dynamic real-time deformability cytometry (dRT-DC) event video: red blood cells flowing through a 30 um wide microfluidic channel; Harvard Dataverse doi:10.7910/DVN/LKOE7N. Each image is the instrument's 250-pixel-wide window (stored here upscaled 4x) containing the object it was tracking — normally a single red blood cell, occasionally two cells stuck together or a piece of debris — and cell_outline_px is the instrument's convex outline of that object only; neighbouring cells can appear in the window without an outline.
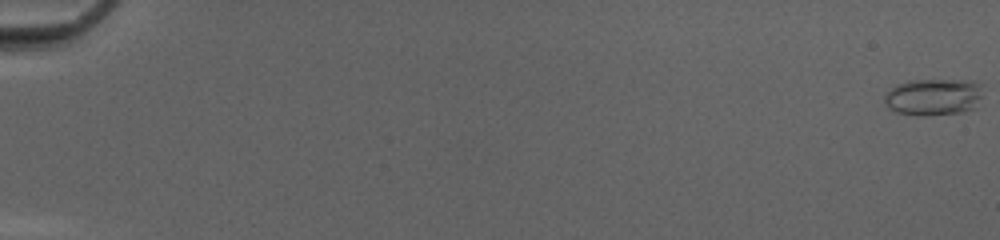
{"species": "common noctule bat (a hibernating species)", "species_latin": "Nyctalus noctula", "temperature_condition": "cold", "stored_images_in_passage": 40, "camera_frame_rate_fps": 3000, "um_per_image_px": 0.085, "animal": {"sex": "female", "body_mass_g": 20.0, "forearm_length_mm": 54.0}, "frame": {"image": 1, "passage_image": 1, "time_ms": 0.0, "image_size_px": [1000, 240], "cell_outline_px": [[984, 84], [980, 96], [972, 108], [964, 112], [924, 116], [896, 112], [888, 108], [884, 104], [884, 96], [892, 88], [908, 80], [972, 80]], "centroid_in_image_um": [79.35, 8.23], "position_along_channel_um": 5.7, "area_um2": 21.15}}
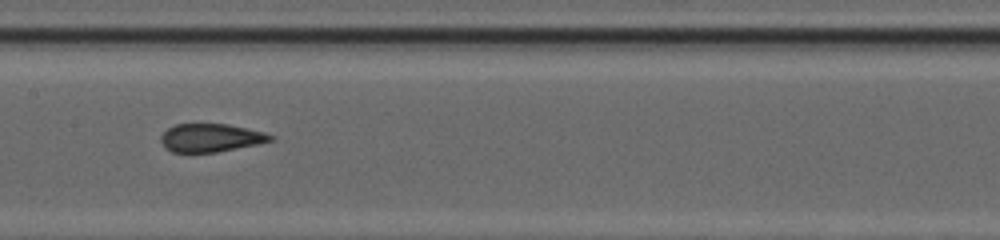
{"frame": {"image": 2, "passage_image": 29, "time_ms": 9.333, "image_size_px": [1000, 240], "cell_outline_px": [[276, 140], [260, 144], [216, 152], [172, 152], [164, 148], [160, 140], [160, 136], [168, 128], [176, 124], [228, 124], [264, 132], [276, 136]], "centroid_in_image_um": [17.95, 11.72], "position_along_channel_um": 189.5, "area_um2": 18.21}}
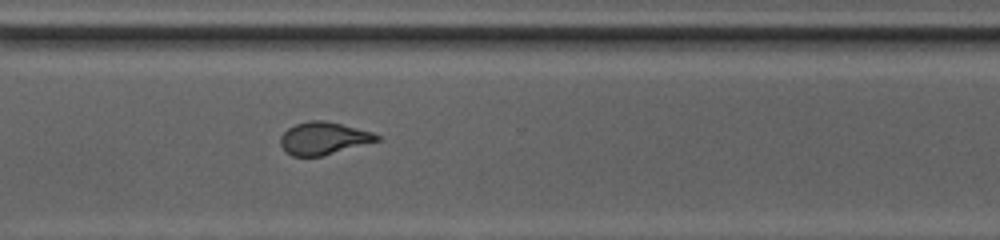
{"frame": {"image": 3, "passage_image": 40, "time_ms": 13.0, "image_size_px": [1000, 240], "cell_outline_px": [[380, 140], [320, 156], [292, 156], [284, 152], [280, 144], [280, 136], [288, 128], [296, 124], [308, 120], [324, 120], [372, 132], [380, 136]], "centroid_in_image_um": [27.45, 11.75], "position_along_channel_um": 343.2, "area_um2": 18.09}}